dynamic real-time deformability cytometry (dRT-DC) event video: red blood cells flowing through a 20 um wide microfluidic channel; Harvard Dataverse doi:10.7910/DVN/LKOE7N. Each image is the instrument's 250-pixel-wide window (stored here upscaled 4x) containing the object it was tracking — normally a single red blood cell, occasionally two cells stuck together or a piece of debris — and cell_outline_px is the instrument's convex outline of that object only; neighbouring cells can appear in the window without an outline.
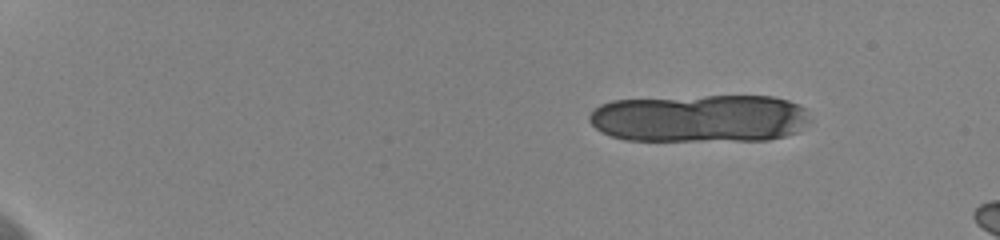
{"species": "human", "species_latin": "Homo sapiens", "temperature_condition": "cold", "stored_images_in_passage": 12, "camera_frame_rate_fps": 3000, "um_per_image_px": 0.085, "donor": {"sex": "female"}, "frame": {"image": 1, "passage_image": 1, "time_ms": 0.0, "image_size_px": [1000, 240], "cell_outline_px": [[812, 120], [796, 132], [784, 136], [768, 140], [624, 140], [612, 136], [596, 128], [588, 120], [588, 116], [600, 104], [612, 100], [704, 96], [772, 96], [788, 100], [804, 108]], "centroid_in_image_um": [59.5, 10.06], "position_along_channel_um": 25.5, "area_um2": 61.56}}